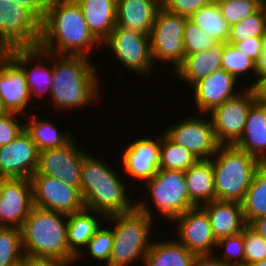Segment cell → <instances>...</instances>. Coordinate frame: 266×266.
Here are the masks:
<instances>
[{
    "label": "cell",
    "instance_id": "obj_13",
    "mask_svg": "<svg viewBox=\"0 0 266 266\" xmlns=\"http://www.w3.org/2000/svg\"><path fill=\"white\" fill-rule=\"evenodd\" d=\"M163 133L174 143L186 148L199 160H210L219 148L211 119L184 118Z\"/></svg>",
    "mask_w": 266,
    "mask_h": 266
},
{
    "label": "cell",
    "instance_id": "obj_52",
    "mask_svg": "<svg viewBox=\"0 0 266 266\" xmlns=\"http://www.w3.org/2000/svg\"><path fill=\"white\" fill-rule=\"evenodd\" d=\"M245 266H266V258L262 261L254 262Z\"/></svg>",
    "mask_w": 266,
    "mask_h": 266
},
{
    "label": "cell",
    "instance_id": "obj_35",
    "mask_svg": "<svg viewBox=\"0 0 266 266\" xmlns=\"http://www.w3.org/2000/svg\"><path fill=\"white\" fill-rule=\"evenodd\" d=\"M23 256L21 229L0 227V266H17Z\"/></svg>",
    "mask_w": 266,
    "mask_h": 266
},
{
    "label": "cell",
    "instance_id": "obj_40",
    "mask_svg": "<svg viewBox=\"0 0 266 266\" xmlns=\"http://www.w3.org/2000/svg\"><path fill=\"white\" fill-rule=\"evenodd\" d=\"M110 227H100L95 235L88 241L87 246L89 255L98 261L104 262L105 266H109V259L113 248V230Z\"/></svg>",
    "mask_w": 266,
    "mask_h": 266
},
{
    "label": "cell",
    "instance_id": "obj_48",
    "mask_svg": "<svg viewBox=\"0 0 266 266\" xmlns=\"http://www.w3.org/2000/svg\"><path fill=\"white\" fill-rule=\"evenodd\" d=\"M217 257L218 256H214L213 254L197 255L194 266H232L224 263L219 257Z\"/></svg>",
    "mask_w": 266,
    "mask_h": 266
},
{
    "label": "cell",
    "instance_id": "obj_53",
    "mask_svg": "<svg viewBox=\"0 0 266 266\" xmlns=\"http://www.w3.org/2000/svg\"><path fill=\"white\" fill-rule=\"evenodd\" d=\"M161 5L166 1V0H157Z\"/></svg>",
    "mask_w": 266,
    "mask_h": 266
},
{
    "label": "cell",
    "instance_id": "obj_6",
    "mask_svg": "<svg viewBox=\"0 0 266 266\" xmlns=\"http://www.w3.org/2000/svg\"><path fill=\"white\" fill-rule=\"evenodd\" d=\"M216 200L242 202L261 162L236 146H219L210 159Z\"/></svg>",
    "mask_w": 266,
    "mask_h": 266
},
{
    "label": "cell",
    "instance_id": "obj_4",
    "mask_svg": "<svg viewBox=\"0 0 266 266\" xmlns=\"http://www.w3.org/2000/svg\"><path fill=\"white\" fill-rule=\"evenodd\" d=\"M145 201H136V207L129 212L106 217L107 222L115 224L109 266H128L138 259L144 263L153 242L149 236L154 219L151 207Z\"/></svg>",
    "mask_w": 266,
    "mask_h": 266
},
{
    "label": "cell",
    "instance_id": "obj_28",
    "mask_svg": "<svg viewBox=\"0 0 266 266\" xmlns=\"http://www.w3.org/2000/svg\"><path fill=\"white\" fill-rule=\"evenodd\" d=\"M185 177L189 199L196 207L216 200L211 160H199L185 171Z\"/></svg>",
    "mask_w": 266,
    "mask_h": 266
},
{
    "label": "cell",
    "instance_id": "obj_34",
    "mask_svg": "<svg viewBox=\"0 0 266 266\" xmlns=\"http://www.w3.org/2000/svg\"><path fill=\"white\" fill-rule=\"evenodd\" d=\"M266 32V2L252 15L230 26L227 43L234 44L248 38L263 37Z\"/></svg>",
    "mask_w": 266,
    "mask_h": 266
},
{
    "label": "cell",
    "instance_id": "obj_18",
    "mask_svg": "<svg viewBox=\"0 0 266 266\" xmlns=\"http://www.w3.org/2000/svg\"><path fill=\"white\" fill-rule=\"evenodd\" d=\"M0 97L8 113L21 115L31 101L23 69L6 52H0Z\"/></svg>",
    "mask_w": 266,
    "mask_h": 266
},
{
    "label": "cell",
    "instance_id": "obj_3",
    "mask_svg": "<svg viewBox=\"0 0 266 266\" xmlns=\"http://www.w3.org/2000/svg\"><path fill=\"white\" fill-rule=\"evenodd\" d=\"M108 165L101 158L86 153L81 166L80 190L85 208L105 217L129 212L136 207V202L131 201L126 191V184Z\"/></svg>",
    "mask_w": 266,
    "mask_h": 266
},
{
    "label": "cell",
    "instance_id": "obj_49",
    "mask_svg": "<svg viewBox=\"0 0 266 266\" xmlns=\"http://www.w3.org/2000/svg\"><path fill=\"white\" fill-rule=\"evenodd\" d=\"M250 226L266 241V215L254 220Z\"/></svg>",
    "mask_w": 266,
    "mask_h": 266
},
{
    "label": "cell",
    "instance_id": "obj_7",
    "mask_svg": "<svg viewBox=\"0 0 266 266\" xmlns=\"http://www.w3.org/2000/svg\"><path fill=\"white\" fill-rule=\"evenodd\" d=\"M42 36V22L12 0H0V52L12 48H36Z\"/></svg>",
    "mask_w": 266,
    "mask_h": 266
},
{
    "label": "cell",
    "instance_id": "obj_25",
    "mask_svg": "<svg viewBox=\"0 0 266 266\" xmlns=\"http://www.w3.org/2000/svg\"><path fill=\"white\" fill-rule=\"evenodd\" d=\"M226 42H218L208 50L185 57L183 64L175 71V76L193 86L199 80L221 69Z\"/></svg>",
    "mask_w": 266,
    "mask_h": 266
},
{
    "label": "cell",
    "instance_id": "obj_27",
    "mask_svg": "<svg viewBox=\"0 0 266 266\" xmlns=\"http://www.w3.org/2000/svg\"><path fill=\"white\" fill-rule=\"evenodd\" d=\"M99 215L102 219H106L103 214L86 208L68 215L67 242L69 250L76 256L77 261H81L79 258L84 257L82 256L85 255L82 254L84 247L102 227L99 223Z\"/></svg>",
    "mask_w": 266,
    "mask_h": 266
},
{
    "label": "cell",
    "instance_id": "obj_22",
    "mask_svg": "<svg viewBox=\"0 0 266 266\" xmlns=\"http://www.w3.org/2000/svg\"><path fill=\"white\" fill-rule=\"evenodd\" d=\"M201 207L208 214L216 240L238 234L247 226L240 202L213 200Z\"/></svg>",
    "mask_w": 266,
    "mask_h": 266
},
{
    "label": "cell",
    "instance_id": "obj_47",
    "mask_svg": "<svg viewBox=\"0 0 266 266\" xmlns=\"http://www.w3.org/2000/svg\"><path fill=\"white\" fill-rule=\"evenodd\" d=\"M251 84L249 85L253 90L256 102L266 105V72H259L256 80Z\"/></svg>",
    "mask_w": 266,
    "mask_h": 266
},
{
    "label": "cell",
    "instance_id": "obj_11",
    "mask_svg": "<svg viewBox=\"0 0 266 266\" xmlns=\"http://www.w3.org/2000/svg\"><path fill=\"white\" fill-rule=\"evenodd\" d=\"M35 207L70 215L85 209L81 190L36 171L31 177Z\"/></svg>",
    "mask_w": 266,
    "mask_h": 266
},
{
    "label": "cell",
    "instance_id": "obj_30",
    "mask_svg": "<svg viewBox=\"0 0 266 266\" xmlns=\"http://www.w3.org/2000/svg\"><path fill=\"white\" fill-rule=\"evenodd\" d=\"M54 124L48 120L37 119L35 114L29 116L27 123H24L25 132L36 144L39 152L49 148L63 147L73 139L68 131L61 132Z\"/></svg>",
    "mask_w": 266,
    "mask_h": 266
},
{
    "label": "cell",
    "instance_id": "obj_5",
    "mask_svg": "<svg viewBox=\"0 0 266 266\" xmlns=\"http://www.w3.org/2000/svg\"><path fill=\"white\" fill-rule=\"evenodd\" d=\"M67 227L68 215L34 206L21 228L24 254L74 263L76 256L68 247Z\"/></svg>",
    "mask_w": 266,
    "mask_h": 266
},
{
    "label": "cell",
    "instance_id": "obj_41",
    "mask_svg": "<svg viewBox=\"0 0 266 266\" xmlns=\"http://www.w3.org/2000/svg\"><path fill=\"white\" fill-rule=\"evenodd\" d=\"M245 246V265L262 261L266 258V241L250 226L243 230Z\"/></svg>",
    "mask_w": 266,
    "mask_h": 266
},
{
    "label": "cell",
    "instance_id": "obj_42",
    "mask_svg": "<svg viewBox=\"0 0 266 266\" xmlns=\"http://www.w3.org/2000/svg\"><path fill=\"white\" fill-rule=\"evenodd\" d=\"M18 116L17 113H7L0 117V146L9 144L24 131V124L19 123Z\"/></svg>",
    "mask_w": 266,
    "mask_h": 266
},
{
    "label": "cell",
    "instance_id": "obj_44",
    "mask_svg": "<svg viewBox=\"0 0 266 266\" xmlns=\"http://www.w3.org/2000/svg\"><path fill=\"white\" fill-rule=\"evenodd\" d=\"M233 45L258 63L262 53V37L248 38L235 42Z\"/></svg>",
    "mask_w": 266,
    "mask_h": 266
},
{
    "label": "cell",
    "instance_id": "obj_17",
    "mask_svg": "<svg viewBox=\"0 0 266 266\" xmlns=\"http://www.w3.org/2000/svg\"><path fill=\"white\" fill-rule=\"evenodd\" d=\"M39 151L25 130L7 145L0 146V178H28L36 172Z\"/></svg>",
    "mask_w": 266,
    "mask_h": 266
},
{
    "label": "cell",
    "instance_id": "obj_45",
    "mask_svg": "<svg viewBox=\"0 0 266 266\" xmlns=\"http://www.w3.org/2000/svg\"><path fill=\"white\" fill-rule=\"evenodd\" d=\"M23 266H70L72 262L53 257H35L24 254Z\"/></svg>",
    "mask_w": 266,
    "mask_h": 266
},
{
    "label": "cell",
    "instance_id": "obj_37",
    "mask_svg": "<svg viewBox=\"0 0 266 266\" xmlns=\"http://www.w3.org/2000/svg\"><path fill=\"white\" fill-rule=\"evenodd\" d=\"M266 0H219L217 1L223 18L229 26L237 24L255 13Z\"/></svg>",
    "mask_w": 266,
    "mask_h": 266
},
{
    "label": "cell",
    "instance_id": "obj_9",
    "mask_svg": "<svg viewBox=\"0 0 266 266\" xmlns=\"http://www.w3.org/2000/svg\"><path fill=\"white\" fill-rule=\"evenodd\" d=\"M155 209L165 220L173 221L177 216L196 207L189 199L185 171L159 169L145 182Z\"/></svg>",
    "mask_w": 266,
    "mask_h": 266
},
{
    "label": "cell",
    "instance_id": "obj_16",
    "mask_svg": "<svg viewBox=\"0 0 266 266\" xmlns=\"http://www.w3.org/2000/svg\"><path fill=\"white\" fill-rule=\"evenodd\" d=\"M172 222L177 225L175 230L178 231V242L185 248L196 255H215L217 240L213 235L208 214L202 207H194L177 216Z\"/></svg>",
    "mask_w": 266,
    "mask_h": 266
},
{
    "label": "cell",
    "instance_id": "obj_21",
    "mask_svg": "<svg viewBox=\"0 0 266 266\" xmlns=\"http://www.w3.org/2000/svg\"><path fill=\"white\" fill-rule=\"evenodd\" d=\"M5 52L23 69L30 90L31 100L33 96H39L40 99V97L42 98V96L50 94L53 85V63L49 64V66L45 64V51L36 47L12 48ZM33 62L36 63L34 64ZM28 64L35 66L29 68Z\"/></svg>",
    "mask_w": 266,
    "mask_h": 266
},
{
    "label": "cell",
    "instance_id": "obj_46",
    "mask_svg": "<svg viewBox=\"0 0 266 266\" xmlns=\"http://www.w3.org/2000/svg\"><path fill=\"white\" fill-rule=\"evenodd\" d=\"M30 10L41 22L44 21L47 0H12Z\"/></svg>",
    "mask_w": 266,
    "mask_h": 266
},
{
    "label": "cell",
    "instance_id": "obj_15",
    "mask_svg": "<svg viewBox=\"0 0 266 266\" xmlns=\"http://www.w3.org/2000/svg\"><path fill=\"white\" fill-rule=\"evenodd\" d=\"M86 152L76 146L74 138L60 148H49L39 152V173L62 180L67 185L81 188V166Z\"/></svg>",
    "mask_w": 266,
    "mask_h": 266
},
{
    "label": "cell",
    "instance_id": "obj_33",
    "mask_svg": "<svg viewBox=\"0 0 266 266\" xmlns=\"http://www.w3.org/2000/svg\"><path fill=\"white\" fill-rule=\"evenodd\" d=\"M199 161L186 148L171 141L161 134L159 169L187 171Z\"/></svg>",
    "mask_w": 266,
    "mask_h": 266
},
{
    "label": "cell",
    "instance_id": "obj_2",
    "mask_svg": "<svg viewBox=\"0 0 266 266\" xmlns=\"http://www.w3.org/2000/svg\"><path fill=\"white\" fill-rule=\"evenodd\" d=\"M47 64L53 62V81L49 96L55 110L72 111L100 98L97 65L90 57L55 55L45 51Z\"/></svg>",
    "mask_w": 266,
    "mask_h": 266
},
{
    "label": "cell",
    "instance_id": "obj_24",
    "mask_svg": "<svg viewBox=\"0 0 266 266\" xmlns=\"http://www.w3.org/2000/svg\"><path fill=\"white\" fill-rule=\"evenodd\" d=\"M89 30L102 44L117 26V0H75Z\"/></svg>",
    "mask_w": 266,
    "mask_h": 266
},
{
    "label": "cell",
    "instance_id": "obj_54",
    "mask_svg": "<svg viewBox=\"0 0 266 266\" xmlns=\"http://www.w3.org/2000/svg\"><path fill=\"white\" fill-rule=\"evenodd\" d=\"M261 164L266 167V159Z\"/></svg>",
    "mask_w": 266,
    "mask_h": 266
},
{
    "label": "cell",
    "instance_id": "obj_20",
    "mask_svg": "<svg viewBox=\"0 0 266 266\" xmlns=\"http://www.w3.org/2000/svg\"><path fill=\"white\" fill-rule=\"evenodd\" d=\"M237 84L239 81L222 68L199 80L192 86L196 109L207 115L239 93L235 88Z\"/></svg>",
    "mask_w": 266,
    "mask_h": 266
},
{
    "label": "cell",
    "instance_id": "obj_1",
    "mask_svg": "<svg viewBox=\"0 0 266 266\" xmlns=\"http://www.w3.org/2000/svg\"><path fill=\"white\" fill-rule=\"evenodd\" d=\"M94 45L102 44L89 30L75 0H47L40 49L55 55L87 57Z\"/></svg>",
    "mask_w": 266,
    "mask_h": 266
},
{
    "label": "cell",
    "instance_id": "obj_12",
    "mask_svg": "<svg viewBox=\"0 0 266 266\" xmlns=\"http://www.w3.org/2000/svg\"><path fill=\"white\" fill-rule=\"evenodd\" d=\"M102 44L103 47L107 46L128 70L135 71L139 75L149 76L152 73L154 63L148 35L116 26Z\"/></svg>",
    "mask_w": 266,
    "mask_h": 266
},
{
    "label": "cell",
    "instance_id": "obj_50",
    "mask_svg": "<svg viewBox=\"0 0 266 266\" xmlns=\"http://www.w3.org/2000/svg\"><path fill=\"white\" fill-rule=\"evenodd\" d=\"M259 72H266V32L262 37V53L257 63Z\"/></svg>",
    "mask_w": 266,
    "mask_h": 266
},
{
    "label": "cell",
    "instance_id": "obj_8",
    "mask_svg": "<svg viewBox=\"0 0 266 266\" xmlns=\"http://www.w3.org/2000/svg\"><path fill=\"white\" fill-rule=\"evenodd\" d=\"M188 17L160 8L149 33L152 60L171 63L176 71L185 59L183 32Z\"/></svg>",
    "mask_w": 266,
    "mask_h": 266
},
{
    "label": "cell",
    "instance_id": "obj_39",
    "mask_svg": "<svg viewBox=\"0 0 266 266\" xmlns=\"http://www.w3.org/2000/svg\"><path fill=\"white\" fill-rule=\"evenodd\" d=\"M216 247L224 248V252L220 255L221 258H219L224 263L232 266H245L243 231L235 235L218 239Z\"/></svg>",
    "mask_w": 266,
    "mask_h": 266
},
{
    "label": "cell",
    "instance_id": "obj_36",
    "mask_svg": "<svg viewBox=\"0 0 266 266\" xmlns=\"http://www.w3.org/2000/svg\"><path fill=\"white\" fill-rule=\"evenodd\" d=\"M221 68L226 72L234 76L238 81L241 74L253 72L255 78L257 77L259 70L257 63L244 52L238 50L233 44L227 43L224 48Z\"/></svg>",
    "mask_w": 266,
    "mask_h": 266
},
{
    "label": "cell",
    "instance_id": "obj_31",
    "mask_svg": "<svg viewBox=\"0 0 266 266\" xmlns=\"http://www.w3.org/2000/svg\"><path fill=\"white\" fill-rule=\"evenodd\" d=\"M241 204L247 225L266 215V167L262 164L256 170Z\"/></svg>",
    "mask_w": 266,
    "mask_h": 266
},
{
    "label": "cell",
    "instance_id": "obj_38",
    "mask_svg": "<svg viewBox=\"0 0 266 266\" xmlns=\"http://www.w3.org/2000/svg\"><path fill=\"white\" fill-rule=\"evenodd\" d=\"M183 41L185 57L206 51L218 43L210 34L204 32L189 19L184 26Z\"/></svg>",
    "mask_w": 266,
    "mask_h": 266
},
{
    "label": "cell",
    "instance_id": "obj_19",
    "mask_svg": "<svg viewBox=\"0 0 266 266\" xmlns=\"http://www.w3.org/2000/svg\"><path fill=\"white\" fill-rule=\"evenodd\" d=\"M161 136L156 139L142 137L125 147L120 159L125 174L143 180L151 179L159 170Z\"/></svg>",
    "mask_w": 266,
    "mask_h": 266
},
{
    "label": "cell",
    "instance_id": "obj_29",
    "mask_svg": "<svg viewBox=\"0 0 266 266\" xmlns=\"http://www.w3.org/2000/svg\"><path fill=\"white\" fill-rule=\"evenodd\" d=\"M196 254L189 251L177 240H153L144 266H194Z\"/></svg>",
    "mask_w": 266,
    "mask_h": 266
},
{
    "label": "cell",
    "instance_id": "obj_10",
    "mask_svg": "<svg viewBox=\"0 0 266 266\" xmlns=\"http://www.w3.org/2000/svg\"><path fill=\"white\" fill-rule=\"evenodd\" d=\"M237 95L213 109L210 119L220 146L235 145L244 130L249 110L256 102L250 86L241 89Z\"/></svg>",
    "mask_w": 266,
    "mask_h": 266
},
{
    "label": "cell",
    "instance_id": "obj_51",
    "mask_svg": "<svg viewBox=\"0 0 266 266\" xmlns=\"http://www.w3.org/2000/svg\"><path fill=\"white\" fill-rule=\"evenodd\" d=\"M8 112L7 110L5 109L4 105H3V102H2V99L0 97V117L1 116H4L6 115Z\"/></svg>",
    "mask_w": 266,
    "mask_h": 266
},
{
    "label": "cell",
    "instance_id": "obj_23",
    "mask_svg": "<svg viewBox=\"0 0 266 266\" xmlns=\"http://www.w3.org/2000/svg\"><path fill=\"white\" fill-rule=\"evenodd\" d=\"M161 7L157 0H117V26L149 35Z\"/></svg>",
    "mask_w": 266,
    "mask_h": 266
},
{
    "label": "cell",
    "instance_id": "obj_32",
    "mask_svg": "<svg viewBox=\"0 0 266 266\" xmlns=\"http://www.w3.org/2000/svg\"><path fill=\"white\" fill-rule=\"evenodd\" d=\"M188 19L210 34L217 42H227L230 26L223 18L217 2H210L201 7Z\"/></svg>",
    "mask_w": 266,
    "mask_h": 266
},
{
    "label": "cell",
    "instance_id": "obj_14",
    "mask_svg": "<svg viewBox=\"0 0 266 266\" xmlns=\"http://www.w3.org/2000/svg\"><path fill=\"white\" fill-rule=\"evenodd\" d=\"M33 207L30 179L0 178V227L21 229Z\"/></svg>",
    "mask_w": 266,
    "mask_h": 266
},
{
    "label": "cell",
    "instance_id": "obj_26",
    "mask_svg": "<svg viewBox=\"0 0 266 266\" xmlns=\"http://www.w3.org/2000/svg\"><path fill=\"white\" fill-rule=\"evenodd\" d=\"M234 146L261 163L266 159V105L257 102L252 105L243 133Z\"/></svg>",
    "mask_w": 266,
    "mask_h": 266
},
{
    "label": "cell",
    "instance_id": "obj_43",
    "mask_svg": "<svg viewBox=\"0 0 266 266\" xmlns=\"http://www.w3.org/2000/svg\"><path fill=\"white\" fill-rule=\"evenodd\" d=\"M211 0H166L162 8L170 13L190 17L198 9L209 4Z\"/></svg>",
    "mask_w": 266,
    "mask_h": 266
}]
</instances>
